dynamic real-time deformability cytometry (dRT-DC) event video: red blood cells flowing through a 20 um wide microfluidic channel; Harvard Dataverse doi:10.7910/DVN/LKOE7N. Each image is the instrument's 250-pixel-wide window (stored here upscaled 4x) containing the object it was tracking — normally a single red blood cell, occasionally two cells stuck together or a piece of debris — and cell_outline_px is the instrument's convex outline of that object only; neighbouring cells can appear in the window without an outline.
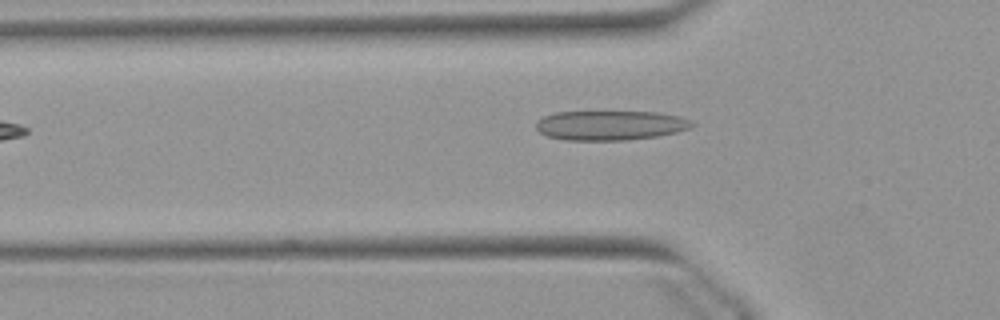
{"species": "Egyptian fruit bat (a non-hibernating species)", "species_latin": "Rousettus aegyptiacus", "temperature_condition": "warm", "stored_images_in_passage": 32, "camera_frame_rate_fps": 3000, "um_per_image_px": 0.085, "animal": {"sex": "female"}, "frame": {"image": 1, "passage_image": 4, "time_ms": 1.0, "image_size_px": [1000, 320], "cell_outline_px": [[696, 124], [692, 128], [676, 132], [656, 136], [624, 140], [564, 140], [548, 136], [540, 132], [536, 128], [536, 120], [544, 116], [556, 112], [656, 112], [680, 116], [692, 120]], "centroid_in_image_um": [51.9, 10.65], "position_along_channel_um": 73.9, "area_um2": 26.93}}
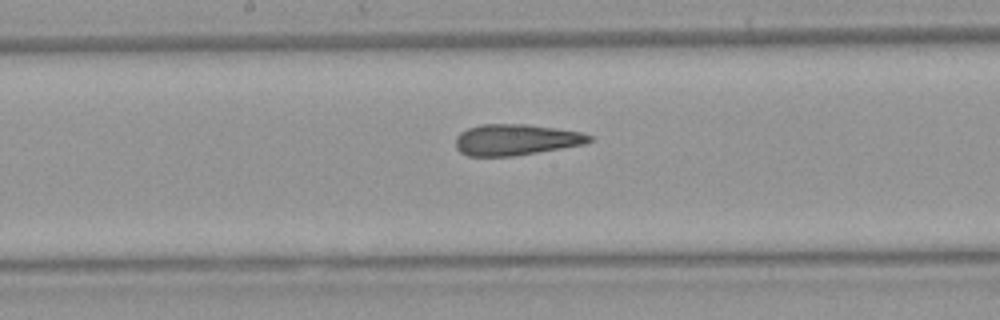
{"frame": {"image": 2, "passage_image": 14, "time_ms": 4.333, "image_size_px": [1000, 320], "cell_outline_px": [[592, 140], [584, 144], [512, 156], [468, 156], [460, 152], [456, 148], [456, 136], [460, 132], [468, 128], [480, 124], [528, 124], [584, 132], [592, 136]], "centroid_in_image_um": [43.84, 11.86], "position_along_channel_um": 204.4, "area_um2": 24.22}}
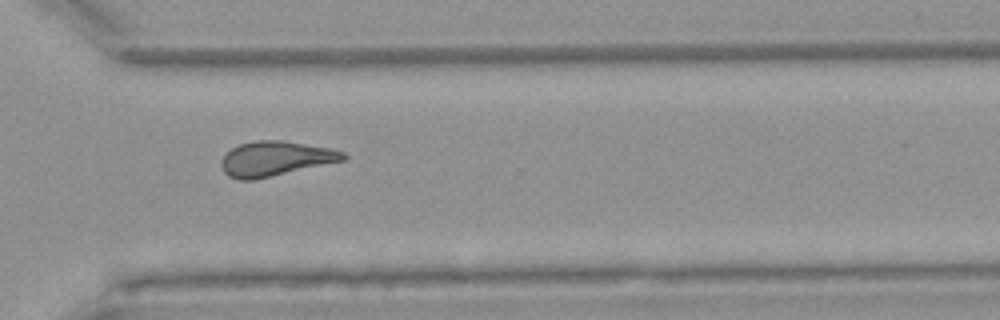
{"frame": {"image": 3, "passage_image": 25, "time_ms": 8.0, "image_size_px": [1000, 320], "cell_outline_px": [[348, 160], [252, 180], [236, 180], [228, 176], [224, 172], [220, 164], [220, 160], [232, 148], [240, 144], [256, 140], [284, 140], [328, 148], [344, 152], [348, 156]], "centroid_in_image_um": [23.42, 13.49], "position_along_channel_um": 347.2, "area_um2": 24.8}, "authors_computed_cell_mechanics": {"area_um2": 24.4783, "velocity_mm_per_s": 3.8965, "shape_relaxation_time_tau1_ms": null, "shape_relaxation_time_tau2_ms": 2.1233, "deformation_change_tau1": null, "deformation_change_tau2": 0.1074}}